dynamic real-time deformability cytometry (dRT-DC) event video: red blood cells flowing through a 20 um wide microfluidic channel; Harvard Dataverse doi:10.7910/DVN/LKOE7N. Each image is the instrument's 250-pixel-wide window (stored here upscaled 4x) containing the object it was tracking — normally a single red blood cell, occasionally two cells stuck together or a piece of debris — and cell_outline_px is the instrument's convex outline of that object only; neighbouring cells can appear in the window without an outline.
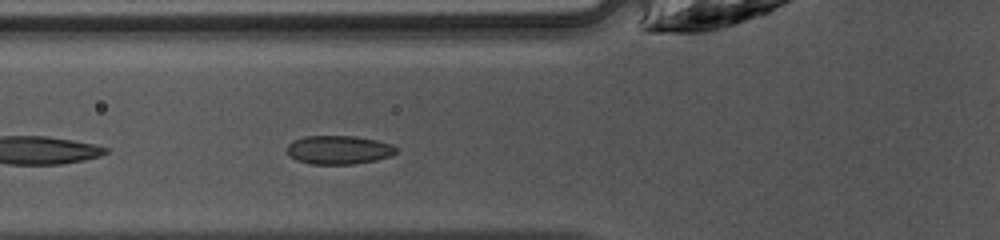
{"species": "common noctule bat (a hibernating species)", "species_latin": "Nyctalus noctula", "temperature_condition": "warm", "stored_images_in_passage": 27, "camera_frame_rate_fps": 3000, "um_per_image_px": 0.085, "animal": {"sex": "female", "body_mass_g": 10.0, "forearm_length_mm": 53.1}, "frame": {"image": 1, "passage_image": 4, "time_ms": 1.0, "image_size_px": [1000, 240], "cell_outline_px": [[400, 152], [392, 156], [376, 160], [352, 164], [312, 164], [296, 160], [288, 156], [288, 144], [292, 140], [304, 136], [356, 136], [376, 140], [392, 144], [400, 148]], "centroid_in_image_um": [28.84, 12.73], "position_along_channel_um": 97.0, "area_um2": 18.55}}
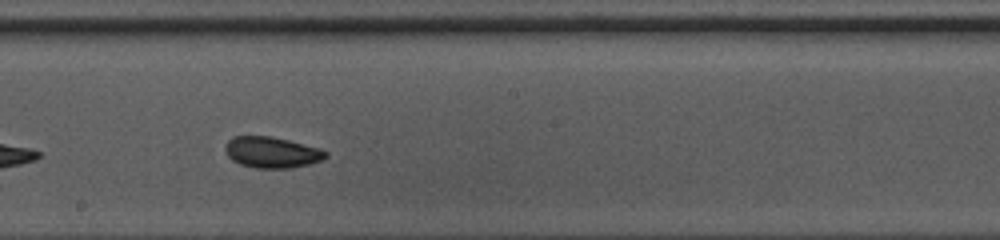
{"frame": {"image": 2, "passage_image": 13, "time_ms": 4.0, "image_size_px": [1000, 240], "cell_outline_px": [[328, 156], [324, 160], [292, 168], [256, 168], [240, 164], [232, 160], [228, 156], [224, 148], [228, 140], [232, 136], [272, 136], [320, 148], [328, 152]], "centroid_in_image_um": [23.12, 12.95], "position_along_channel_um": 225.1, "area_um2": 18.32}}
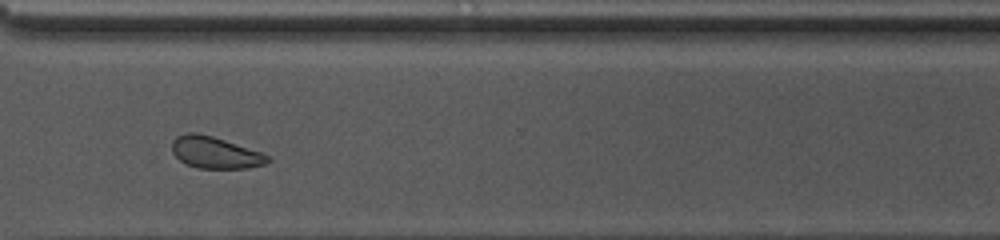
{"frame": {"image": 3, "passage_image": 22, "time_ms": 7.0, "image_size_px": [1000, 240], "cell_outline_px": [[272, 160], [264, 164], [248, 168], [200, 168], [188, 164], [180, 160], [172, 152], [172, 140], [176, 136], [188, 132], [196, 132], [212, 136], [272, 156]], "centroid_in_image_um": [18.29, 12.96], "position_along_channel_um": 352.3, "area_um2": 17.57}, "authors_computed_cell_mechanics": {"area_um2": 17.7446, "velocity_mm_per_s": 4.2517, "shape_relaxation_time_tau1_ms": 6.5732, "shape_relaxation_time_tau2_ms": 6.1647, "deformation_change_tau1": 0.1123, "deformation_change_tau2": 0.0871}}